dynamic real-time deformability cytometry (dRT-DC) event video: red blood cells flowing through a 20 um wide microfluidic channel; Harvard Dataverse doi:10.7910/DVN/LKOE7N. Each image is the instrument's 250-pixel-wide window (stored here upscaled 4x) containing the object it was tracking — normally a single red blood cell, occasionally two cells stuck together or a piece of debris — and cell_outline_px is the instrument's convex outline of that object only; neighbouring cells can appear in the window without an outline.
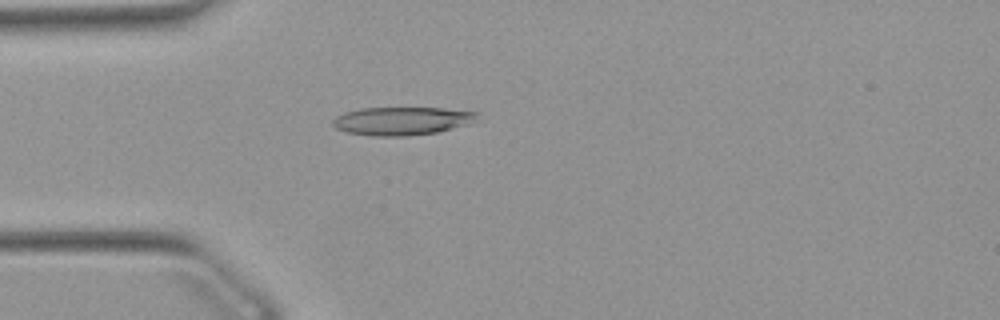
{"species": "Egyptian fruit bat (a non-hibernating species)", "species_latin": "Rousettus aegyptiacus", "temperature_condition": "warm", "stored_images_in_passage": 21, "camera_frame_rate_fps": 3000, "um_per_image_px": 0.085, "animal": {"sex": "female"}, "frame": {"image": 1, "passage_image": 5, "time_ms": 1.333, "image_size_px": [1000, 320], "cell_outline_px": [[480, 112], [476, 120], [468, 124], [436, 132], [404, 136], [372, 136], [344, 132], [336, 128], [332, 124], [332, 120], [336, 116], [344, 112], [360, 108], [444, 108]], "centroid_in_image_um": [34.14, 10.27], "position_along_channel_um": 50.9, "area_um2": 23.81}}
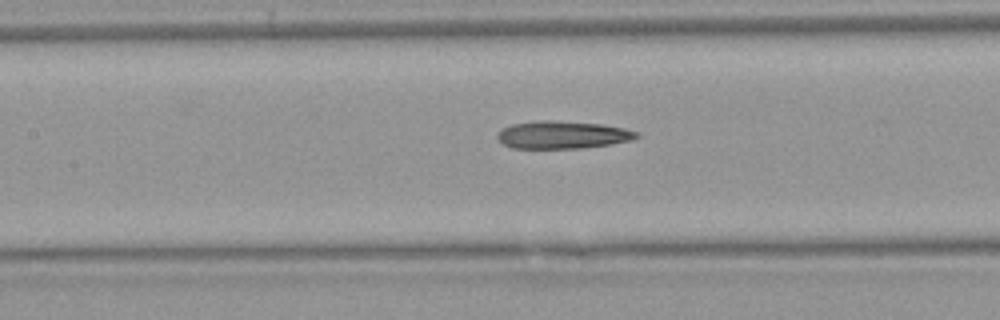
{"frame": {"image": 2, "passage_image": 14, "time_ms": 4.333, "image_size_px": [1000, 320], "cell_outline_px": [[640, 136], [632, 140], [612, 144], [580, 148], [512, 148], [504, 144], [496, 136], [496, 132], [500, 128], [512, 124], [536, 120], [548, 120], [600, 124], [624, 128], [640, 132]], "centroid_in_image_um": [47.8, 11.46], "position_along_channel_um": 159.6, "area_um2": 22.54}}
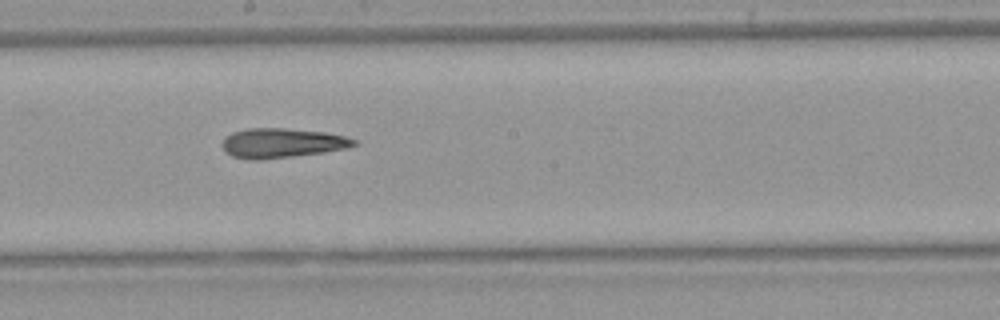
{"frame": {"image": 3, "passage_image": 19, "time_ms": 6.0, "image_size_px": [1000, 320], "cell_outline_px": [[356, 144], [348, 148], [324, 152], [260, 160], [248, 160], [232, 156], [224, 152], [220, 144], [224, 136], [232, 132], [248, 128], [284, 128], [324, 132], [344, 136], [356, 140]], "centroid_in_image_um": [23.88, 12.16], "position_along_channel_um": 224.3, "area_um2": 22.89}}